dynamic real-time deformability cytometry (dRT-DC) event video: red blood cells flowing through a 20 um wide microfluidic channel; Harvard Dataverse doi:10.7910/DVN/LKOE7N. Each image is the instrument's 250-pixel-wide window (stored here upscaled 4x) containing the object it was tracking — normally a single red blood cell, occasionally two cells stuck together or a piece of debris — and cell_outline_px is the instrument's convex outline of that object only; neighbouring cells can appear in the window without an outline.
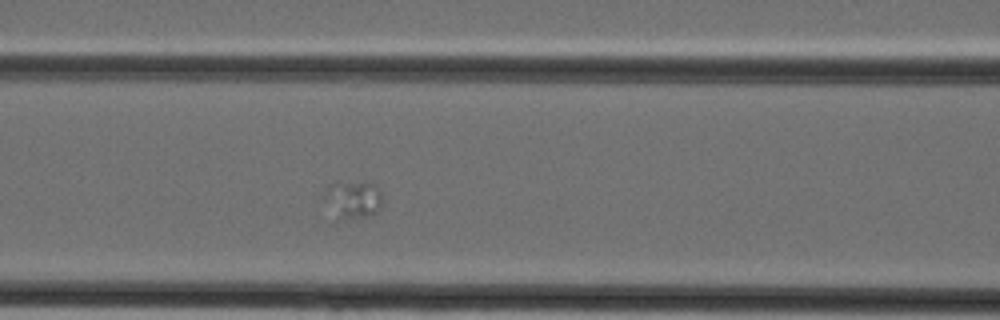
{"species": "Egyptian fruit bat (a non-hibernating species)", "species_latin": "Rousettus aegyptiacus", "temperature_condition": "cold", "stored_images_in_passage": 37, "segment_of_instrument_passage": [1, 2], "camera_frame_rate_fps": 3000, "um_per_image_px": 0.085, "animal": {"sex": "female"}, "frame": {"image": 1, "passage_image": 11, "time_ms": 3.333, "image_size_px": [1000, 320], "cell_outline_px": [[384, 200], [380, 208], [376, 212], [368, 216], [344, 220], [340, 220], [320, 196], [328, 184], [336, 180], [364, 180], [372, 184], [380, 192]], "centroid_in_image_um": [29.95, 16.89], "position_along_channel_um": 136.7, "area_um2": 13.58}}
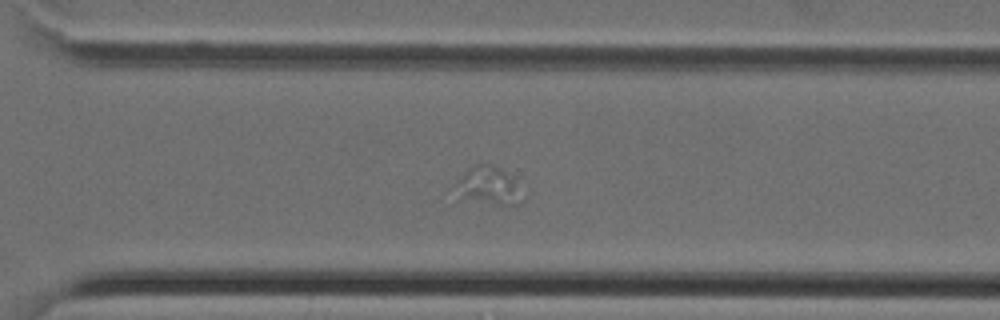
{"frame": {"image": 2, "passage_image": 23, "time_ms": 7.333, "image_size_px": [1000, 320], "cell_outline_px": [[524, 200], [516, 204], [500, 204], [456, 200], [444, 188], [472, 164], [492, 164], [500, 168], [512, 180]], "centroid_in_image_um": [41.19, 15.81], "position_along_channel_um": 329.4, "area_um2": 15.84}}
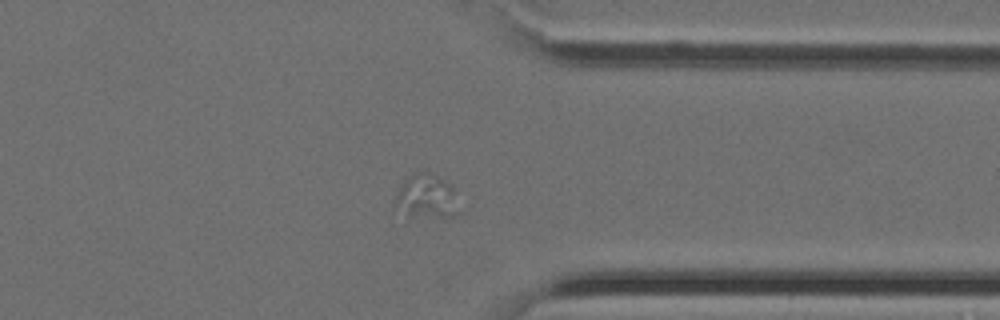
{"frame": {"image": 3, "passage_image": 26, "time_ms": 8.333, "image_size_px": [1000, 320], "cell_outline_px": [[460, 212], [452, 216], [408, 216], [396, 204], [396, 196], [400, 184], [408, 176], [416, 172], [428, 172], [452, 184]], "centroid_in_image_um": [36.28, 16.68], "position_along_channel_um": 375.1, "area_um2": 16.07}}